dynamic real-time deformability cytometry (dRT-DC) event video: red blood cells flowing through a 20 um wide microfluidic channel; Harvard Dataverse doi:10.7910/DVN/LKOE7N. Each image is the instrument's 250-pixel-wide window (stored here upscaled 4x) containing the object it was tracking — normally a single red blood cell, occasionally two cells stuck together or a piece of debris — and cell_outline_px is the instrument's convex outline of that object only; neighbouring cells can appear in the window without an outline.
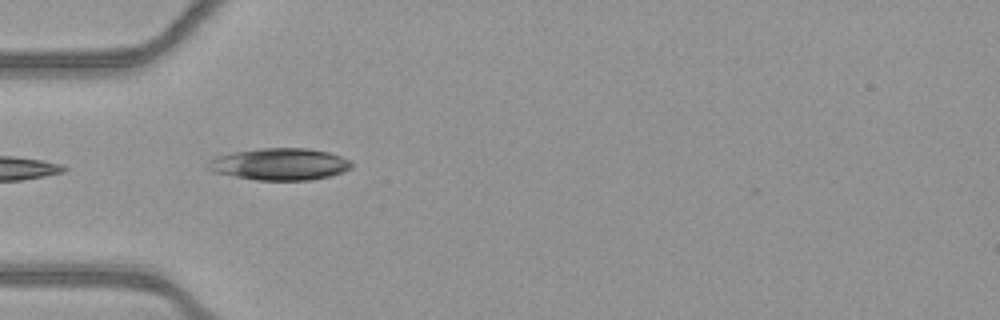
{"species": "common noctule bat (a hibernating species)", "species_latin": "Nyctalus noctula", "temperature_condition": "warm", "stored_images_in_passage": 5, "camera_frame_rate_fps": 3000, "um_per_image_px": 0.085, "animal": {"sex": "female", "body_mass_g": 21.9}, "frame": {"image": 1, "passage_image": 1, "time_ms": 0.0, "image_size_px": [1000, 320], "cell_outline_px": [[352, 168], [344, 172], [332, 176], [308, 180], [256, 180], [212, 172], [208, 168], [212, 160], [216, 156], [232, 152], [260, 148], [308, 148], [328, 152], [340, 156], [348, 160], [352, 164]], "centroid_in_image_um": [23.81, 13.95], "position_along_channel_um": 61.2, "area_um2": 26.65}}